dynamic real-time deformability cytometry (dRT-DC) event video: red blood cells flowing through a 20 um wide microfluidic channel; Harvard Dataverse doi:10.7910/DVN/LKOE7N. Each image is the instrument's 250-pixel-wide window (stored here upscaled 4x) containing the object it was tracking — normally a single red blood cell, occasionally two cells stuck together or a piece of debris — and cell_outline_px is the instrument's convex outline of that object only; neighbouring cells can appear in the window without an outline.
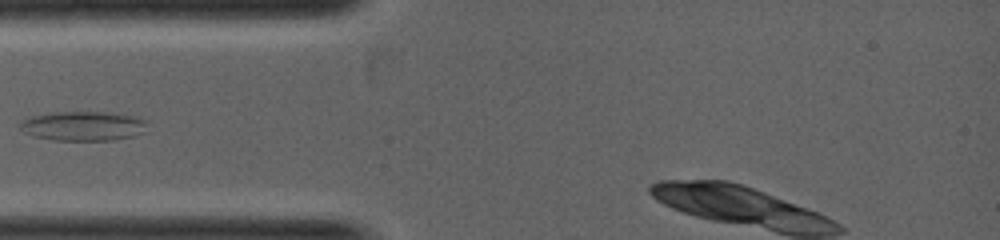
{"species": "common noctule bat (a hibernating species)", "species_latin": "Nyctalus noctula", "temperature_condition": "warm", "stored_images_in_passage": 4, "segment_of_instrument_passage": [1, 2], "camera_frame_rate_fps": 5000, "um_per_image_px": 0.085, "animal": {"sex": "female", "body_mass_g": 19.0, "forearm_length_mm": 53.3}, "frame": {"image": 1, "passage_image": 3, "time_ms": 1.8, "image_size_px": [1000, 240], "cell_outline_px": [[148, 120], [144, 132], [136, 136], [112, 140], [52, 140], [32, 136], [24, 132], [20, 128], [20, 120], [32, 116], [52, 112], [108, 112], [136, 116]], "centroid_in_image_um": [7.09, 10.71], "position_along_channel_um": 77.9, "area_um2": 22.14}}